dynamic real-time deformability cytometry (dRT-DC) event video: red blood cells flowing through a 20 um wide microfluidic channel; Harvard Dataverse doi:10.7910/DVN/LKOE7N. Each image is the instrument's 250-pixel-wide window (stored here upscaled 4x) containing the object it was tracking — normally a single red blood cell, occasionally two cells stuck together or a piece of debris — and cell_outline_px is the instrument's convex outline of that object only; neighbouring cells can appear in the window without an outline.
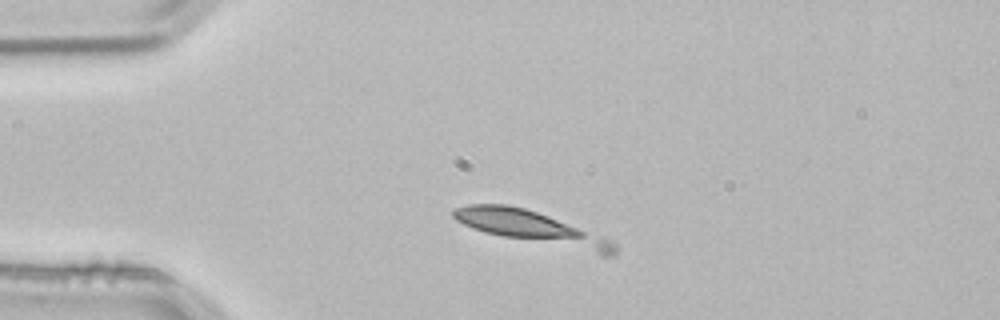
{"species": "common noctule bat (a hibernating species)", "species_latin": "Nyctalus noctula", "temperature_condition": "room temperature", "stored_images_in_passage": 3, "segment_of_instrument_passage": [1, 2], "camera_frame_rate_fps": 3000, "um_per_image_px": 0.085, "animal": {"sex": "male", "body_mass_g": 21.5, "forearm_length_mm": 52.0}, "frame": {"image": 1, "passage_image": 1, "time_ms": 0.0, "image_size_px": [1000, 320], "cell_outline_px": [[616, 256], [600, 256], [500, 236], [484, 232], [472, 228], [456, 220], [452, 216], [452, 212], [456, 208], [468, 204], [508, 204], [524, 208], [548, 216], [604, 236], [612, 240], [616, 244]], "centroid_in_image_um": [45.3, 19.4], "position_along_channel_um": 39.7, "area_um2": 30.87}}